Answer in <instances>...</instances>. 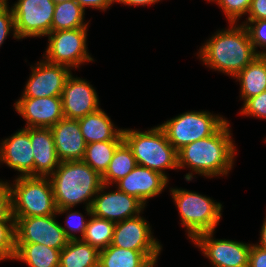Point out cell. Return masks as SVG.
Instances as JSON below:
<instances>
[{
	"mask_svg": "<svg viewBox=\"0 0 266 267\" xmlns=\"http://www.w3.org/2000/svg\"><path fill=\"white\" fill-rule=\"evenodd\" d=\"M6 1H8V0H0V6H1L2 4H4Z\"/></svg>",
	"mask_w": 266,
	"mask_h": 267,
	"instance_id": "cell-42",
	"label": "cell"
},
{
	"mask_svg": "<svg viewBox=\"0 0 266 267\" xmlns=\"http://www.w3.org/2000/svg\"><path fill=\"white\" fill-rule=\"evenodd\" d=\"M80 131L86 144L101 141H124L123 129L115 127L101 108L78 119Z\"/></svg>",
	"mask_w": 266,
	"mask_h": 267,
	"instance_id": "cell-22",
	"label": "cell"
},
{
	"mask_svg": "<svg viewBox=\"0 0 266 267\" xmlns=\"http://www.w3.org/2000/svg\"><path fill=\"white\" fill-rule=\"evenodd\" d=\"M229 125V121H226L213 135L187 144L177 151L178 168L192 170L185 175L186 181L193 180L194 174L212 178L225 176L232 170L237 150Z\"/></svg>",
	"mask_w": 266,
	"mask_h": 267,
	"instance_id": "cell-1",
	"label": "cell"
},
{
	"mask_svg": "<svg viewBox=\"0 0 266 267\" xmlns=\"http://www.w3.org/2000/svg\"><path fill=\"white\" fill-rule=\"evenodd\" d=\"M61 250L36 243H16L14 260L29 267H59Z\"/></svg>",
	"mask_w": 266,
	"mask_h": 267,
	"instance_id": "cell-25",
	"label": "cell"
},
{
	"mask_svg": "<svg viewBox=\"0 0 266 267\" xmlns=\"http://www.w3.org/2000/svg\"><path fill=\"white\" fill-rule=\"evenodd\" d=\"M161 251H136L112 244L99 251L98 267H155Z\"/></svg>",
	"mask_w": 266,
	"mask_h": 267,
	"instance_id": "cell-21",
	"label": "cell"
},
{
	"mask_svg": "<svg viewBox=\"0 0 266 267\" xmlns=\"http://www.w3.org/2000/svg\"><path fill=\"white\" fill-rule=\"evenodd\" d=\"M160 0H116V3H122L127 6H140L142 5L143 7L146 5H151L154 3L159 2Z\"/></svg>",
	"mask_w": 266,
	"mask_h": 267,
	"instance_id": "cell-40",
	"label": "cell"
},
{
	"mask_svg": "<svg viewBox=\"0 0 266 267\" xmlns=\"http://www.w3.org/2000/svg\"><path fill=\"white\" fill-rule=\"evenodd\" d=\"M64 118L79 119L98 111L99 98L90 82L72 73L67 78L61 94Z\"/></svg>",
	"mask_w": 266,
	"mask_h": 267,
	"instance_id": "cell-14",
	"label": "cell"
},
{
	"mask_svg": "<svg viewBox=\"0 0 266 267\" xmlns=\"http://www.w3.org/2000/svg\"><path fill=\"white\" fill-rule=\"evenodd\" d=\"M56 215L14 217L16 243H36L62 250L69 242Z\"/></svg>",
	"mask_w": 266,
	"mask_h": 267,
	"instance_id": "cell-10",
	"label": "cell"
},
{
	"mask_svg": "<svg viewBox=\"0 0 266 267\" xmlns=\"http://www.w3.org/2000/svg\"><path fill=\"white\" fill-rule=\"evenodd\" d=\"M216 3L224 12L228 23L234 24L242 15L248 13L251 6V0H218Z\"/></svg>",
	"mask_w": 266,
	"mask_h": 267,
	"instance_id": "cell-33",
	"label": "cell"
},
{
	"mask_svg": "<svg viewBox=\"0 0 266 267\" xmlns=\"http://www.w3.org/2000/svg\"><path fill=\"white\" fill-rule=\"evenodd\" d=\"M34 155V176L49 177L59 166L54 137L50 128H29Z\"/></svg>",
	"mask_w": 266,
	"mask_h": 267,
	"instance_id": "cell-20",
	"label": "cell"
},
{
	"mask_svg": "<svg viewBox=\"0 0 266 267\" xmlns=\"http://www.w3.org/2000/svg\"><path fill=\"white\" fill-rule=\"evenodd\" d=\"M7 3L6 1L0 6V46L3 44L7 35L11 33L10 31H13V37L18 39L13 12L12 9L8 7L9 5Z\"/></svg>",
	"mask_w": 266,
	"mask_h": 267,
	"instance_id": "cell-35",
	"label": "cell"
},
{
	"mask_svg": "<svg viewBox=\"0 0 266 267\" xmlns=\"http://www.w3.org/2000/svg\"><path fill=\"white\" fill-rule=\"evenodd\" d=\"M214 231L198 234L192 242L214 267H243L249 264L251 244L215 239Z\"/></svg>",
	"mask_w": 266,
	"mask_h": 267,
	"instance_id": "cell-11",
	"label": "cell"
},
{
	"mask_svg": "<svg viewBox=\"0 0 266 267\" xmlns=\"http://www.w3.org/2000/svg\"><path fill=\"white\" fill-rule=\"evenodd\" d=\"M16 254L15 220H0V261L13 260Z\"/></svg>",
	"mask_w": 266,
	"mask_h": 267,
	"instance_id": "cell-30",
	"label": "cell"
},
{
	"mask_svg": "<svg viewBox=\"0 0 266 267\" xmlns=\"http://www.w3.org/2000/svg\"><path fill=\"white\" fill-rule=\"evenodd\" d=\"M71 209L72 208L57 209V215L58 216L60 214L67 213V217L65 220V225L67 228H65V226H62V229L64 230V232H65L66 236L69 238V240L82 239L84 237L85 232H86L88 220H86L84 218V216L78 211L71 212ZM73 232H75V233L80 232L81 236L77 237Z\"/></svg>",
	"mask_w": 266,
	"mask_h": 267,
	"instance_id": "cell-31",
	"label": "cell"
},
{
	"mask_svg": "<svg viewBox=\"0 0 266 267\" xmlns=\"http://www.w3.org/2000/svg\"><path fill=\"white\" fill-rule=\"evenodd\" d=\"M239 114L266 119V90L257 96L247 99L243 103Z\"/></svg>",
	"mask_w": 266,
	"mask_h": 267,
	"instance_id": "cell-34",
	"label": "cell"
},
{
	"mask_svg": "<svg viewBox=\"0 0 266 267\" xmlns=\"http://www.w3.org/2000/svg\"><path fill=\"white\" fill-rule=\"evenodd\" d=\"M10 189L13 217L57 214L53 187L49 177L17 176L13 184H10Z\"/></svg>",
	"mask_w": 266,
	"mask_h": 267,
	"instance_id": "cell-5",
	"label": "cell"
},
{
	"mask_svg": "<svg viewBox=\"0 0 266 267\" xmlns=\"http://www.w3.org/2000/svg\"><path fill=\"white\" fill-rule=\"evenodd\" d=\"M242 25H244L248 31L256 53L266 56V20H246ZM257 47H264L265 51H257Z\"/></svg>",
	"mask_w": 266,
	"mask_h": 267,
	"instance_id": "cell-32",
	"label": "cell"
},
{
	"mask_svg": "<svg viewBox=\"0 0 266 267\" xmlns=\"http://www.w3.org/2000/svg\"><path fill=\"white\" fill-rule=\"evenodd\" d=\"M84 10L86 7L95 8L105 11L110 5H113L116 0H75Z\"/></svg>",
	"mask_w": 266,
	"mask_h": 267,
	"instance_id": "cell-39",
	"label": "cell"
},
{
	"mask_svg": "<svg viewBox=\"0 0 266 267\" xmlns=\"http://www.w3.org/2000/svg\"><path fill=\"white\" fill-rule=\"evenodd\" d=\"M49 178L57 209L73 208L80 203L91 207L103 185L102 176L83 161L60 162Z\"/></svg>",
	"mask_w": 266,
	"mask_h": 267,
	"instance_id": "cell-3",
	"label": "cell"
},
{
	"mask_svg": "<svg viewBox=\"0 0 266 267\" xmlns=\"http://www.w3.org/2000/svg\"><path fill=\"white\" fill-rule=\"evenodd\" d=\"M87 28L52 31L48 46L43 54L46 61L72 68H79L85 62H94L87 50Z\"/></svg>",
	"mask_w": 266,
	"mask_h": 267,
	"instance_id": "cell-8",
	"label": "cell"
},
{
	"mask_svg": "<svg viewBox=\"0 0 266 267\" xmlns=\"http://www.w3.org/2000/svg\"><path fill=\"white\" fill-rule=\"evenodd\" d=\"M229 26L214 33L199 49L198 56L209 68L234 78L258 54L244 25L230 23Z\"/></svg>",
	"mask_w": 266,
	"mask_h": 267,
	"instance_id": "cell-2",
	"label": "cell"
},
{
	"mask_svg": "<svg viewBox=\"0 0 266 267\" xmlns=\"http://www.w3.org/2000/svg\"><path fill=\"white\" fill-rule=\"evenodd\" d=\"M84 14L85 10L75 0L56 3L51 32L88 27L89 22H84Z\"/></svg>",
	"mask_w": 266,
	"mask_h": 267,
	"instance_id": "cell-26",
	"label": "cell"
},
{
	"mask_svg": "<svg viewBox=\"0 0 266 267\" xmlns=\"http://www.w3.org/2000/svg\"><path fill=\"white\" fill-rule=\"evenodd\" d=\"M247 20H266V0H251Z\"/></svg>",
	"mask_w": 266,
	"mask_h": 267,
	"instance_id": "cell-38",
	"label": "cell"
},
{
	"mask_svg": "<svg viewBox=\"0 0 266 267\" xmlns=\"http://www.w3.org/2000/svg\"><path fill=\"white\" fill-rule=\"evenodd\" d=\"M0 162L20 172L19 176H34V155L29 128H22L0 143Z\"/></svg>",
	"mask_w": 266,
	"mask_h": 267,
	"instance_id": "cell-17",
	"label": "cell"
},
{
	"mask_svg": "<svg viewBox=\"0 0 266 267\" xmlns=\"http://www.w3.org/2000/svg\"><path fill=\"white\" fill-rule=\"evenodd\" d=\"M168 182L169 179L162 174L137 165L127 176L115 184L119 190L138 198L146 205L147 200L161 194Z\"/></svg>",
	"mask_w": 266,
	"mask_h": 267,
	"instance_id": "cell-18",
	"label": "cell"
},
{
	"mask_svg": "<svg viewBox=\"0 0 266 267\" xmlns=\"http://www.w3.org/2000/svg\"><path fill=\"white\" fill-rule=\"evenodd\" d=\"M123 138L132 149L137 165L156 171L167 179L166 169H178L177 150L169 143L160 126L143 132L123 129Z\"/></svg>",
	"mask_w": 266,
	"mask_h": 267,
	"instance_id": "cell-4",
	"label": "cell"
},
{
	"mask_svg": "<svg viewBox=\"0 0 266 267\" xmlns=\"http://www.w3.org/2000/svg\"><path fill=\"white\" fill-rule=\"evenodd\" d=\"M0 220H15L12 215L10 185L2 180H0Z\"/></svg>",
	"mask_w": 266,
	"mask_h": 267,
	"instance_id": "cell-36",
	"label": "cell"
},
{
	"mask_svg": "<svg viewBox=\"0 0 266 267\" xmlns=\"http://www.w3.org/2000/svg\"><path fill=\"white\" fill-rule=\"evenodd\" d=\"M112 245L136 251H162L150 224L140 214L115 224Z\"/></svg>",
	"mask_w": 266,
	"mask_h": 267,
	"instance_id": "cell-15",
	"label": "cell"
},
{
	"mask_svg": "<svg viewBox=\"0 0 266 267\" xmlns=\"http://www.w3.org/2000/svg\"><path fill=\"white\" fill-rule=\"evenodd\" d=\"M259 247L266 249V216L263 221V225L260 232V241L258 244Z\"/></svg>",
	"mask_w": 266,
	"mask_h": 267,
	"instance_id": "cell-41",
	"label": "cell"
},
{
	"mask_svg": "<svg viewBox=\"0 0 266 267\" xmlns=\"http://www.w3.org/2000/svg\"><path fill=\"white\" fill-rule=\"evenodd\" d=\"M234 78L240 82V98L247 99L257 96L266 90V56L258 55Z\"/></svg>",
	"mask_w": 266,
	"mask_h": 267,
	"instance_id": "cell-23",
	"label": "cell"
},
{
	"mask_svg": "<svg viewBox=\"0 0 266 267\" xmlns=\"http://www.w3.org/2000/svg\"><path fill=\"white\" fill-rule=\"evenodd\" d=\"M14 107L25 128H51L64 118L61 97L20 98Z\"/></svg>",
	"mask_w": 266,
	"mask_h": 267,
	"instance_id": "cell-16",
	"label": "cell"
},
{
	"mask_svg": "<svg viewBox=\"0 0 266 267\" xmlns=\"http://www.w3.org/2000/svg\"><path fill=\"white\" fill-rule=\"evenodd\" d=\"M55 3H58V2H63V1H67V0H54Z\"/></svg>",
	"mask_w": 266,
	"mask_h": 267,
	"instance_id": "cell-43",
	"label": "cell"
},
{
	"mask_svg": "<svg viewBox=\"0 0 266 267\" xmlns=\"http://www.w3.org/2000/svg\"><path fill=\"white\" fill-rule=\"evenodd\" d=\"M55 5L54 0H17L11 9L18 39L47 36Z\"/></svg>",
	"mask_w": 266,
	"mask_h": 267,
	"instance_id": "cell-9",
	"label": "cell"
},
{
	"mask_svg": "<svg viewBox=\"0 0 266 267\" xmlns=\"http://www.w3.org/2000/svg\"><path fill=\"white\" fill-rule=\"evenodd\" d=\"M207 1V0H206ZM209 2L211 1V2H217L218 0H208Z\"/></svg>",
	"mask_w": 266,
	"mask_h": 267,
	"instance_id": "cell-44",
	"label": "cell"
},
{
	"mask_svg": "<svg viewBox=\"0 0 266 267\" xmlns=\"http://www.w3.org/2000/svg\"><path fill=\"white\" fill-rule=\"evenodd\" d=\"M50 129L59 160L82 161L87 144L80 131L78 119L63 118Z\"/></svg>",
	"mask_w": 266,
	"mask_h": 267,
	"instance_id": "cell-19",
	"label": "cell"
},
{
	"mask_svg": "<svg viewBox=\"0 0 266 267\" xmlns=\"http://www.w3.org/2000/svg\"><path fill=\"white\" fill-rule=\"evenodd\" d=\"M181 224L193 240L198 234L214 231L221 219L222 204L210 197L185 189L170 188Z\"/></svg>",
	"mask_w": 266,
	"mask_h": 267,
	"instance_id": "cell-6",
	"label": "cell"
},
{
	"mask_svg": "<svg viewBox=\"0 0 266 267\" xmlns=\"http://www.w3.org/2000/svg\"><path fill=\"white\" fill-rule=\"evenodd\" d=\"M109 185H102L91 205V213L99 218L112 222H120L141 214L145 204L138 198L128 195L117 188L115 191L105 192Z\"/></svg>",
	"mask_w": 266,
	"mask_h": 267,
	"instance_id": "cell-13",
	"label": "cell"
},
{
	"mask_svg": "<svg viewBox=\"0 0 266 267\" xmlns=\"http://www.w3.org/2000/svg\"><path fill=\"white\" fill-rule=\"evenodd\" d=\"M122 142L123 141H101L89 143L86 145L82 161L102 176L108 169L116 148Z\"/></svg>",
	"mask_w": 266,
	"mask_h": 267,
	"instance_id": "cell-29",
	"label": "cell"
},
{
	"mask_svg": "<svg viewBox=\"0 0 266 267\" xmlns=\"http://www.w3.org/2000/svg\"><path fill=\"white\" fill-rule=\"evenodd\" d=\"M226 121V118L210 112L188 111L159 126L164 130L169 143L178 151L187 144L213 135Z\"/></svg>",
	"mask_w": 266,
	"mask_h": 267,
	"instance_id": "cell-7",
	"label": "cell"
},
{
	"mask_svg": "<svg viewBox=\"0 0 266 267\" xmlns=\"http://www.w3.org/2000/svg\"><path fill=\"white\" fill-rule=\"evenodd\" d=\"M99 250L82 239L69 240L60 252L59 267H98Z\"/></svg>",
	"mask_w": 266,
	"mask_h": 267,
	"instance_id": "cell-24",
	"label": "cell"
},
{
	"mask_svg": "<svg viewBox=\"0 0 266 267\" xmlns=\"http://www.w3.org/2000/svg\"><path fill=\"white\" fill-rule=\"evenodd\" d=\"M85 210V213L90 216V220H88L86 232L82 240L96 247L99 251L107 248L112 244L116 223L94 216L91 213V207H87Z\"/></svg>",
	"mask_w": 266,
	"mask_h": 267,
	"instance_id": "cell-28",
	"label": "cell"
},
{
	"mask_svg": "<svg viewBox=\"0 0 266 267\" xmlns=\"http://www.w3.org/2000/svg\"><path fill=\"white\" fill-rule=\"evenodd\" d=\"M30 67L31 75L20 98L61 97L65 82L72 73L69 67L45 59Z\"/></svg>",
	"mask_w": 266,
	"mask_h": 267,
	"instance_id": "cell-12",
	"label": "cell"
},
{
	"mask_svg": "<svg viewBox=\"0 0 266 267\" xmlns=\"http://www.w3.org/2000/svg\"><path fill=\"white\" fill-rule=\"evenodd\" d=\"M249 265L250 267H266V249L251 244Z\"/></svg>",
	"mask_w": 266,
	"mask_h": 267,
	"instance_id": "cell-37",
	"label": "cell"
},
{
	"mask_svg": "<svg viewBox=\"0 0 266 267\" xmlns=\"http://www.w3.org/2000/svg\"><path fill=\"white\" fill-rule=\"evenodd\" d=\"M136 166L132 149L123 141L116 148L108 169L102 175V183L110 186L127 176Z\"/></svg>",
	"mask_w": 266,
	"mask_h": 267,
	"instance_id": "cell-27",
	"label": "cell"
}]
</instances>
